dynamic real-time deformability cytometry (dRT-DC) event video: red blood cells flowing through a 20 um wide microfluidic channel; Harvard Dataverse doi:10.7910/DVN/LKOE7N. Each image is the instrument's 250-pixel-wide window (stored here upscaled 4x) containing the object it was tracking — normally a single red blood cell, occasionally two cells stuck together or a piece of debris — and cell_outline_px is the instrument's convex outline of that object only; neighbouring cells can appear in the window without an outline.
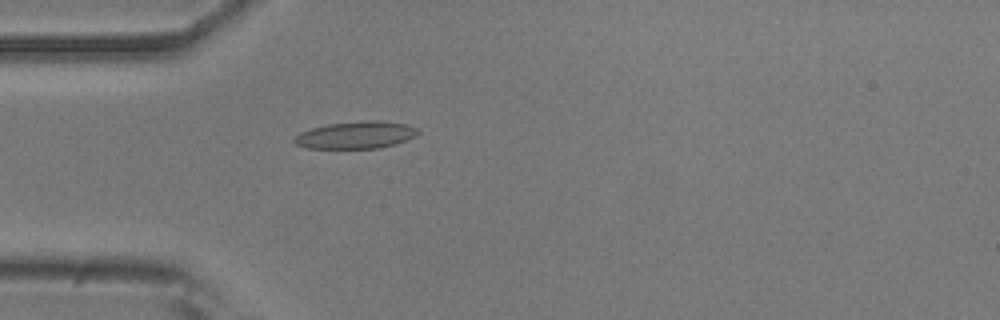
{"species": "common noctule bat (a hibernating species)", "species_latin": "Nyctalus noctula", "temperature_condition": "room temperature", "stored_images_in_passage": 54, "camera_frame_rate_fps": 3000, "um_per_image_px": 0.085, "animal": {"sex": "male", "body_mass_g": 20.5, "forearm_length_mm": 52.5}, "frame": {"image": 1, "passage_image": 15, "time_ms": 4.667, "image_size_px": [1000, 320], "cell_outline_px": [[420, 132], [416, 136], [408, 140], [396, 144], [376, 148], [308, 148], [296, 144], [292, 140], [300, 132], [312, 128], [328, 124], [364, 120], [380, 120], [408, 124], [416, 128]], "centroid_in_image_um": [30.29, 11.46], "position_along_channel_um": 54.7, "area_um2": 19.71}}
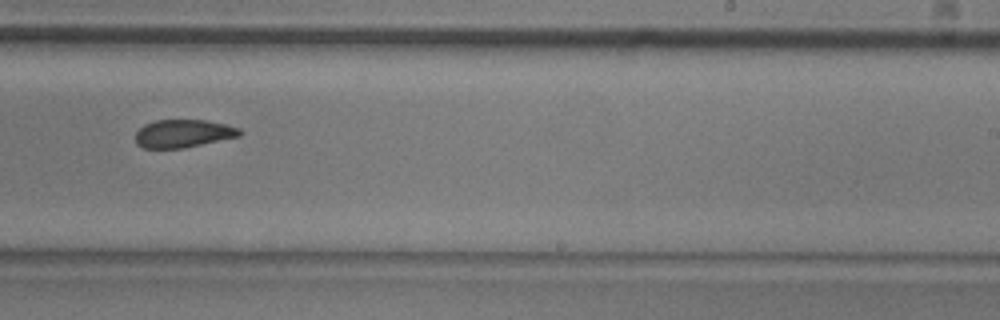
{"frame": {"image": 2, "passage_image": 33, "time_ms": 10.667, "image_size_px": [1000, 320], "cell_outline_px": [[244, 132], [240, 136], [184, 148], [144, 148], [136, 144], [136, 132], [144, 124], [156, 120], [204, 120], [224, 124], [240, 128]], "centroid_in_image_um": [15.58, 11.35], "position_along_channel_um": 273.4, "area_um2": 16.99}}
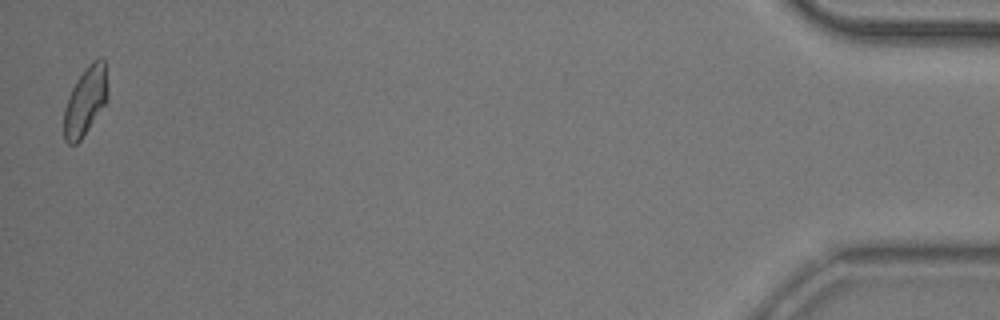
{"frame": {"image": 3, "passage_image": 53, "time_ms": 17.333, "image_size_px": [1000, 320], "cell_outline_px": [[108, 100], [80, 140], [76, 144], [68, 144], [64, 140], [64, 108], [68, 96], [76, 80], [88, 64], [92, 60], [100, 56], [104, 60], [108, 96]], "centroid_in_image_um": [7.25, 8.57], "position_along_channel_um": 427.9, "area_um2": 17.46}, "authors_computed_cell_mechanics": {"area_um2": 18.3226, "velocity_mm_per_s": 3.7221, "shape_relaxation_time_tau1_ms": 6.5149, "shape_relaxation_time_tau2_ms": 3.9671, "deformation_change_tau1": 0.1509, "deformation_change_tau2": 0.0997}}